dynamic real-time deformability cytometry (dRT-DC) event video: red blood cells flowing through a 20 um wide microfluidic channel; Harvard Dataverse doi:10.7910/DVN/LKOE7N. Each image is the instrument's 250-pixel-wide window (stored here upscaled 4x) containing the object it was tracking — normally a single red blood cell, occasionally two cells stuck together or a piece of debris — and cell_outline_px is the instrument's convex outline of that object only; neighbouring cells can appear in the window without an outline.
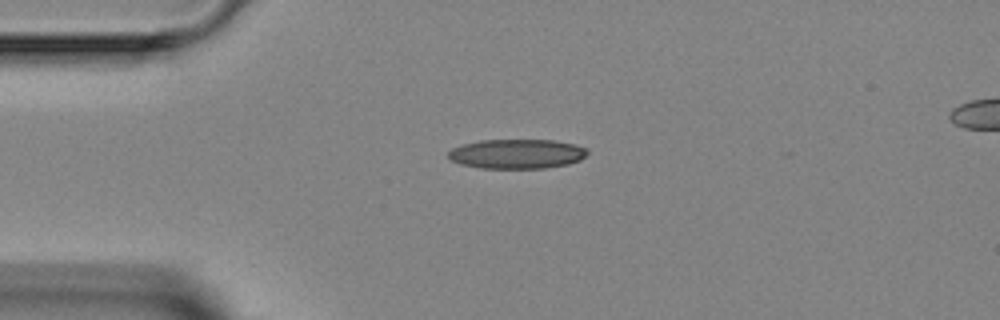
{"species": "Egyptian fruit bat (a non-hibernating species)", "species_latin": "Rousettus aegyptiacus", "temperature_condition": "room temperature", "stored_images_in_passage": 6, "camera_frame_rate_fps": 3000, "um_per_image_px": 0.085, "animal": {"sex": "female"}, "frame": {"image": 1, "passage_image": 4, "time_ms": 3.333, "image_size_px": [1000, 320], "cell_outline_px": [[588, 152], [580, 160], [568, 164], [544, 168], [480, 168], [460, 164], [452, 160], [448, 156], [448, 152], [452, 148], [460, 144], [480, 140], [552, 140], [572, 144], [588, 148]], "centroid_in_image_um": [43.91, 13.07], "position_along_channel_um": 41.1, "area_um2": 23.93}}
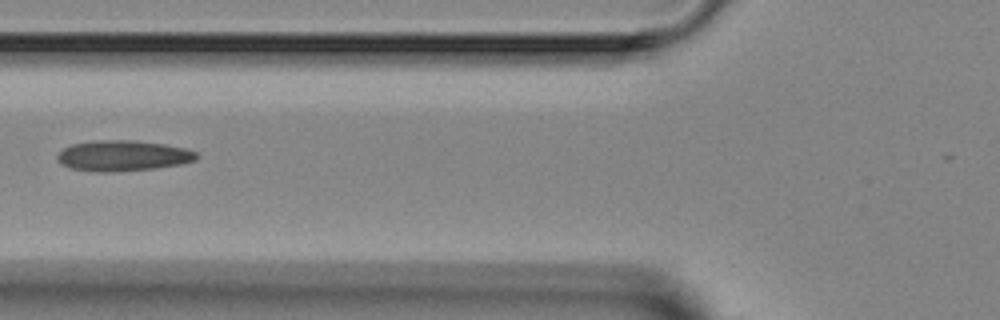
{"frame": {"image": 2, "passage_image": 6, "time_ms": 5.667, "image_size_px": [1000, 320], "cell_outline_px": [[200, 156], [196, 160], [180, 164], [156, 168], [112, 172], [96, 172], [68, 168], [60, 164], [56, 160], [56, 156], [64, 148], [72, 144], [100, 140], [136, 140], [164, 144], [184, 148], [196, 152]], "centroid_in_image_um": [10.43, 13.24], "position_along_channel_um": 115.4, "area_um2": 25.03}}